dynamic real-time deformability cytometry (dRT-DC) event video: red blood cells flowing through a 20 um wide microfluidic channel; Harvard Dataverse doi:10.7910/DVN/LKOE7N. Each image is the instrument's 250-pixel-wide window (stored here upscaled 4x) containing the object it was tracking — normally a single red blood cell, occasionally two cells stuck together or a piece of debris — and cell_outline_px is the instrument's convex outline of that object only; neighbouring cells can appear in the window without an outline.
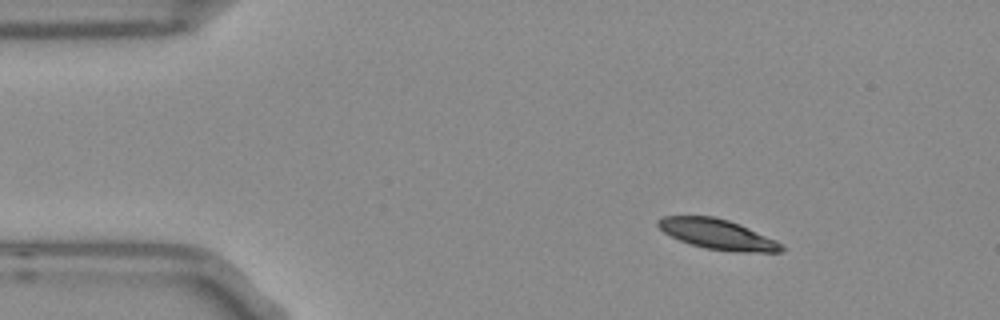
{"species": "Egyptian fruit bat (a non-hibernating species)", "species_latin": "Rousettus aegyptiacus", "temperature_condition": "room temperature", "stored_images_in_passage": 47, "camera_frame_rate_fps": 3000, "um_per_image_px": 0.085, "frame": {"image": 1, "passage_image": 1, "time_ms": 0.0, "image_size_px": [1000, 320], "cell_outline_px": [[784, 248], [780, 252], [760, 252], [708, 248], [692, 244], [680, 240], [664, 232], [656, 224], [656, 220], [664, 216], [712, 216], [728, 220], [740, 224], [776, 240]], "centroid_in_image_um": [60.96, 19.88], "position_along_channel_um": 24.0, "area_um2": 21.04}}
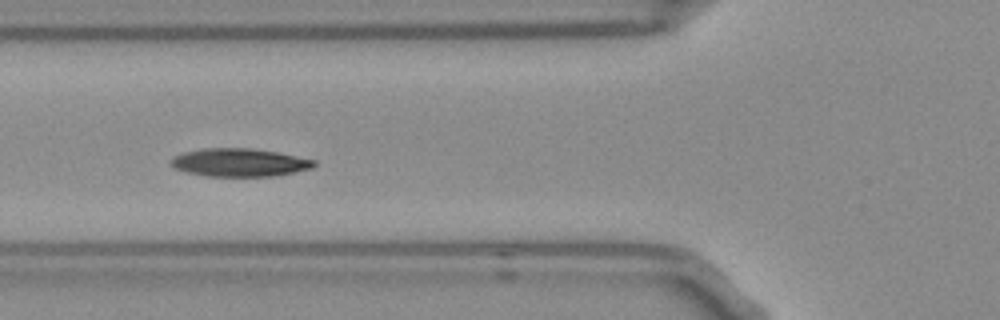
{"frame": {"image": 2, "passage_image": 13, "time_ms": 4.0, "image_size_px": [1000, 320], "cell_outline_px": [[316, 164], [312, 168], [276, 176], [208, 176], [188, 172], [176, 168], [172, 164], [172, 160], [176, 156], [184, 152], [204, 148], [252, 148], [280, 152], [316, 160]], "centroid_in_image_um": [20.44, 13.8], "position_along_channel_um": 105.4, "area_um2": 23.29}}
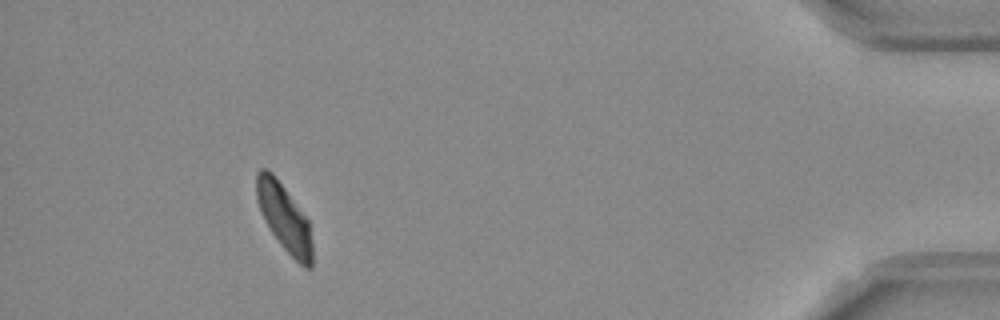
{"frame": {"image": 3, "passage_image": 43, "time_ms": 14.0, "image_size_px": [1000, 320], "cell_outline_px": [[312, 268], [304, 268], [284, 248], [272, 232], [264, 220], [256, 200], [256, 172], [260, 168], [268, 168], [276, 176], [308, 220], [312, 244]], "centroid_in_image_um": [24.14, 18.46], "position_along_channel_um": 411.1, "area_um2": 21.73}, "authors_computed_cell_mechanics": {"area_um2": 23.12, "velocity_mm_per_s": 3.7045, "shape_relaxation_time_tau1_ms": 3.9697, "shape_relaxation_time_tau2_ms": 4.1754, "deformation_change_tau1": 0.1169, "deformation_change_tau2": 0.085}}